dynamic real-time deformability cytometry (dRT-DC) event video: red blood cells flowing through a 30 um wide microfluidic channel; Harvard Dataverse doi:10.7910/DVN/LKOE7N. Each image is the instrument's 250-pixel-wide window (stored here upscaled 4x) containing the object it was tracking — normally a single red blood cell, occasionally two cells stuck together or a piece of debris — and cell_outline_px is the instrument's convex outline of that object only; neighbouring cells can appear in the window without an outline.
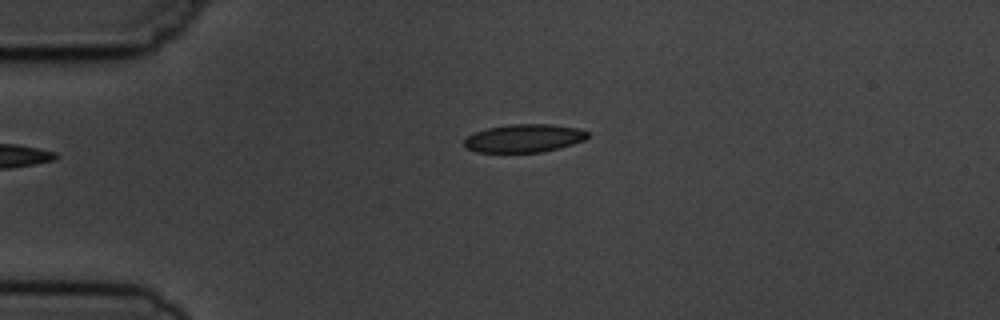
{"species": "common noctule bat (a hibernating species)", "species_latin": "Nyctalus noctula", "temperature_condition": "cold", "stored_images_in_passage": 3, "camera_frame_rate_fps": 3000, "um_per_image_px": 0.085, "animal": {"sex": "male", "body_mass_g": 19.5, "forearm_length_mm": 54.6}, "frame": {"image": 1, "passage_image": 1, "time_ms": 0.0, "image_size_px": [1000, 320], "cell_outline_px": [[588, 136], [584, 140], [560, 148], [540, 152], [476, 152], [464, 148], [464, 140], [468, 136], [476, 132], [488, 128], [508, 124], [552, 124], [576, 128], [588, 132]], "centroid_in_image_um": [44.52, 11.75], "position_along_channel_um": 40.5, "area_um2": 20.17}}
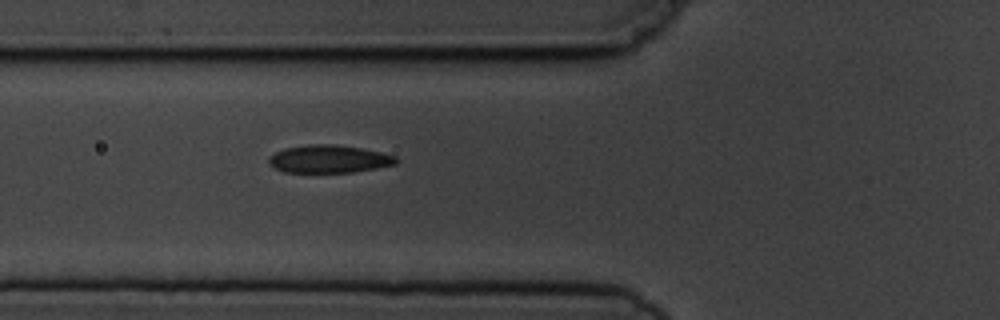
{"frame": {"image": 2, "passage_image": 3, "time_ms": 2.333, "image_size_px": [1000, 320], "cell_outline_px": [[400, 160], [396, 164], [376, 168], [352, 172], [284, 172], [268, 164], [268, 160], [276, 152], [284, 148], [308, 144], [336, 144], [364, 148], [396, 156]], "centroid_in_image_um": [28.0, 13.5], "position_along_channel_um": 97.8, "area_um2": 20.69}}